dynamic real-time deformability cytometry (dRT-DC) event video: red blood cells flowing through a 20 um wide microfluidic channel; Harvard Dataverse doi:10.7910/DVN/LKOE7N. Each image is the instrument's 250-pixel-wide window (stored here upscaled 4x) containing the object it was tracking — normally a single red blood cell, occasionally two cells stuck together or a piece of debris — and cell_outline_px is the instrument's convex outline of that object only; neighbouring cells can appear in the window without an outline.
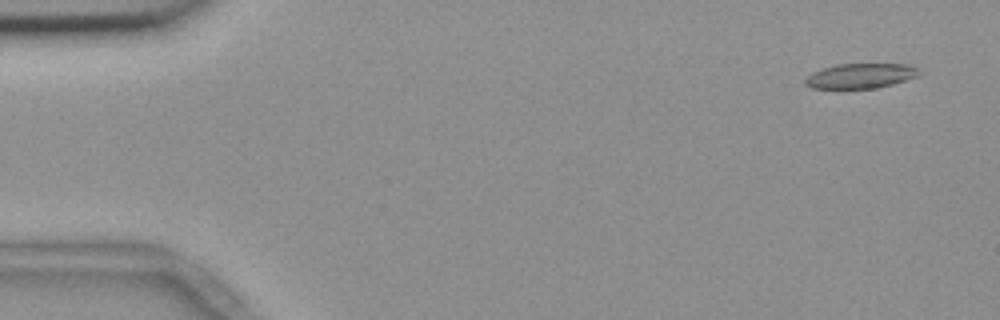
{"species": "common noctule bat (a hibernating species)", "species_latin": "Nyctalus noctula", "temperature_condition": "room temperature", "stored_images_in_passage": 14, "camera_frame_rate_fps": 3000, "um_per_image_px": 0.085, "animal": {"sex": "female", "body_mass_g": 18.4}, "frame": {"image": 1, "passage_image": 2, "time_ms": 0.333, "image_size_px": [1000, 320], "cell_outline_px": [[920, 72], [916, 76], [892, 84], [876, 88], [812, 88], [804, 84], [804, 80], [812, 72], [836, 64], [912, 64], [920, 68]], "centroid_in_image_um": [73.15, 6.44], "position_along_channel_um": 11.8, "area_um2": 16.47}}